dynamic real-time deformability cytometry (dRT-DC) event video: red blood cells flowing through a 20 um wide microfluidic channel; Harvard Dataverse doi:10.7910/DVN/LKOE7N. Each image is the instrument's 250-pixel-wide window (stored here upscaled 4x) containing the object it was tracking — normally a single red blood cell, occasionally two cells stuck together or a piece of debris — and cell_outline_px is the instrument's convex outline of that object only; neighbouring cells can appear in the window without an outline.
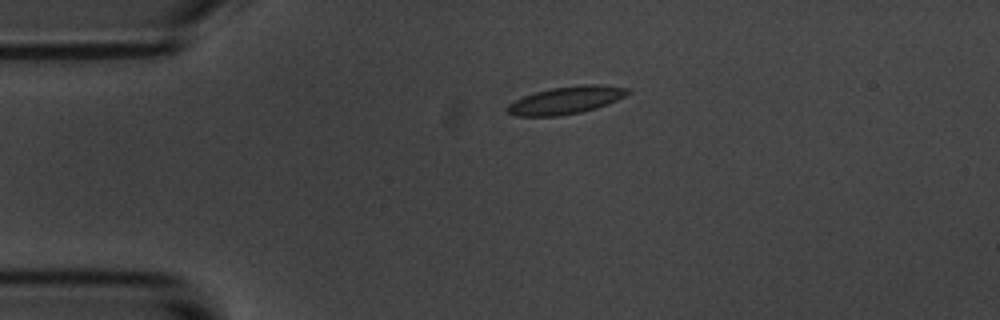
{"species": "common noctule bat (a hibernating species)", "species_latin": "Nyctalus noctula", "temperature_condition": "room temperature", "stored_images_in_passage": 2, "camera_frame_rate_fps": 3000, "um_per_image_px": 0.085, "animal": {"sex": "male", "body_mass_g": 20.1, "forearm_length_mm": 53.5}, "frame": {"image": 1, "passage_image": 1, "time_ms": 0.0, "image_size_px": [1000, 320], "cell_outline_px": [[632, 92], [608, 104], [596, 108], [580, 112], [560, 116], [516, 116], [508, 112], [504, 108], [508, 104], [524, 96], [536, 92], [552, 88], [580, 84], [600, 84], [628, 88]], "centroid_in_image_um": [48.12, 8.51], "position_along_channel_um": 36.9, "area_um2": 19.31}}